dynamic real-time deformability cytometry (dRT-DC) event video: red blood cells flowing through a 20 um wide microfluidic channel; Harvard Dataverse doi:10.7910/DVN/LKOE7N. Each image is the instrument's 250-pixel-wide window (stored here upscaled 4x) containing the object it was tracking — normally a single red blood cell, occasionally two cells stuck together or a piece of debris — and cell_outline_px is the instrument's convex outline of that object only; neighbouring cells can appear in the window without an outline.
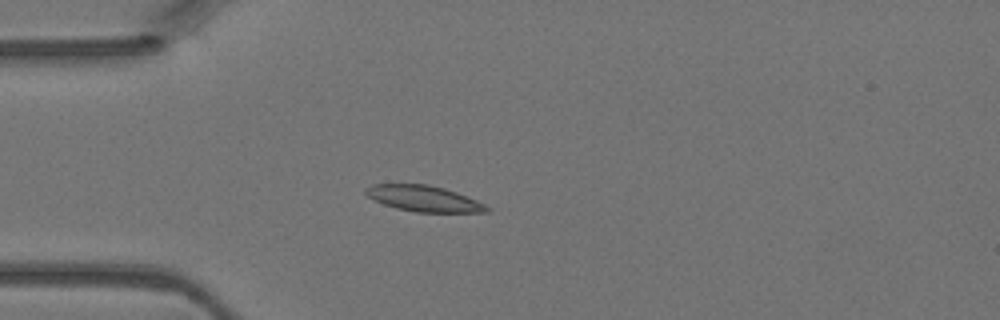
{"species": "Egyptian fruit bat (a non-hibernating species)", "species_latin": "Rousettus aegyptiacus", "temperature_condition": "warm", "stored_images_in_passage": 4, "camera_frame_rate_fps": 3000, "um_per_image_px": 0.085, "animal": {"sex": "female"}, "frame": {"image": 1, "passage_image": 4, "time_ms": 1.0, "image_size_px": [1000, 320], "cell_outline_px": [[492, 208], [488, 212], [416, 212], [396, 208], [384, 204], [368, 196], [364, 192], [364, 188], [372, 184], [428, 184], [444, 188], [456, 192], [476, 200]], "centroid_in_image_um": [36.02, 16.87], "position_along_channel_um": 49.0, "area_um2": 18.21}}